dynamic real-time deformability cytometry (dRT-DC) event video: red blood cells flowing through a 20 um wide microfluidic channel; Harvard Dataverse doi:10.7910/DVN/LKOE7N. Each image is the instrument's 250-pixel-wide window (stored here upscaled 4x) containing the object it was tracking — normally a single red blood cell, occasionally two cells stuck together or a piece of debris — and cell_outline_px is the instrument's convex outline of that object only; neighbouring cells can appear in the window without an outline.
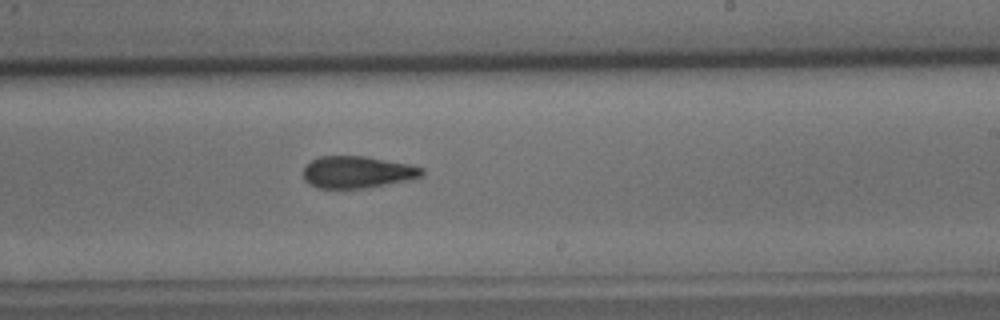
{"species": "common noctule bat (a hibernating species)", "species_latin": "Nyctalus noctula", "temperature_condition": "cold", "stored_images_in_passage": 32, "camera_frame_rate_fps": 3000, "um_per_image_px": 0.085, "animal": {"sex": "male", "body_mass_g": 15.6}, "frame": {"image": 1, "passage_image": 19, "time_ms": 6.0, "image_size_px": [1000, 320], "cell_outline_px": [[424, 176], [412, 180], [364, 188], [320, 188], [308, 184], [304, 180], [304, 168], [312, 160], [320, 156], [364, 156], [408, 164], [424, 168]], "centroid_in_image_um": [30.41, 14.64], "position_along_channel_um": 258.6, "area_um2": 22.14}}
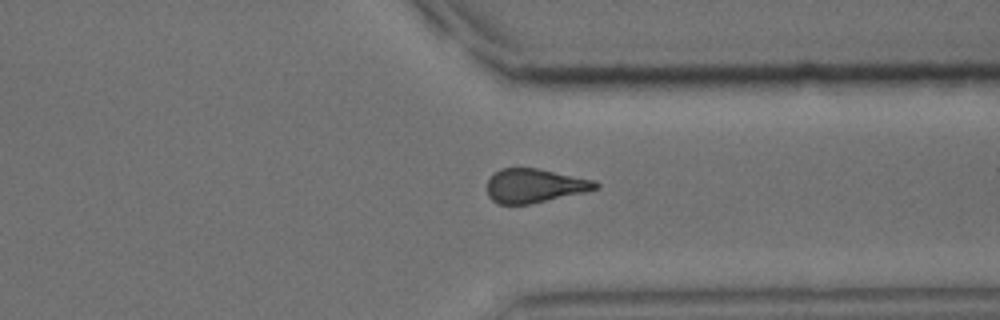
{"frame": {"image": 2, "passage_image": 27, "time_ms": 8.667, "image_size_px": [1000, 320], "cell_outline_px": [[600, 188], [584, 192], [528, 204], [500, 204], [492, 200], [488, 196], [488, 180], [500, 168], [536, 168], [596, 180], [600, 184]], "centroid_in_image_um": [45.47, 15.78], "position_along_channel_um": 365.9, "area_um2": 21.27}}
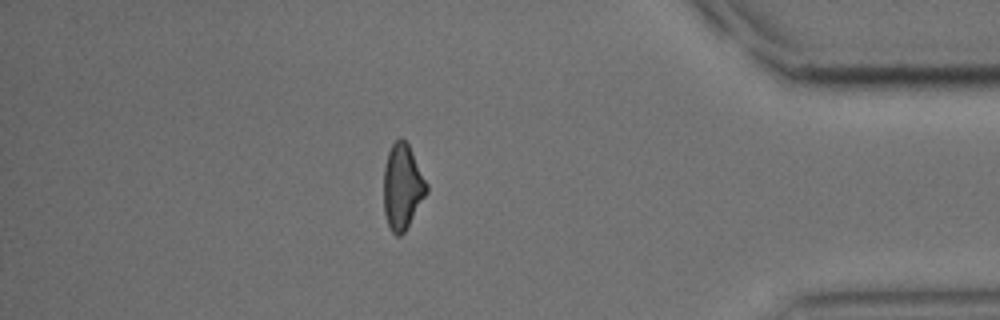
{"frame": {"image": 3, "passage_image": 32, "time_ms": 10.333, "image_size_px": [1000, 320], "cell_outline_px": [[428, 192], [404, 232], [400, 236], [396, 236], [392, 232], [388, 224], [384, 212], [384, 168], [388, 152], [392, 144], [400, 136], [408, 144], [428, 184]], "centroid_in_image_um": [34.21, 15.87], "position_along_channel_um": 401.0, "area_um2": 21.21}, "authors_computed_cell_mechanics": {"area_um2": 22.8021, "velocity_mm_per_s": 4.0185, "shape_relaxation_time_tau1_ms": 5.4106, "shape_relaxation_time_tau2_ms": 6.7741, "deformation_change_tau1": 0.1504, "deformation_change_tau2": 0.1694}}